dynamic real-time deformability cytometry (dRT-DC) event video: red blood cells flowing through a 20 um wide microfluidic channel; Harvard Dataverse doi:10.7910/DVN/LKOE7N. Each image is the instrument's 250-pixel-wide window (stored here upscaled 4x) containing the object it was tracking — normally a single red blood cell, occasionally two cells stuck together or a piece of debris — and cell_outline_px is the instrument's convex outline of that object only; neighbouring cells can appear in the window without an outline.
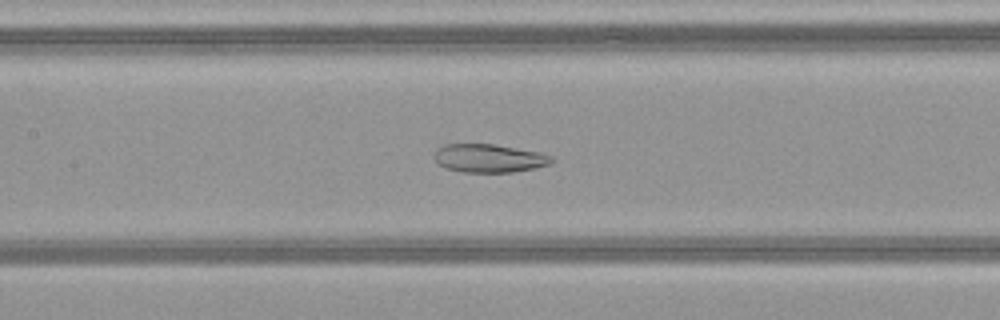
{"species": "common noctule bat (a hibernating species)", "species_latin": "Nyctalus noctula", "temperature_condition": "warm", "stored_images_in_passage": 50, "camera_frame_rate_fps": 3000, "um_per_image_px": 0.085, "animal": {"sex": "female", "body_mass_g": 21.9}, "frame": {"image": 1, "passage_image": 24, "time_ms": 7.667, "image_size_px": [1000, 320], "cell_outline_px": [[552, 160], [548, 164], [532, 168], [512, 172], [460, 172], [448, 168], [440, 164], [432, 156], [436, 148], [444, 144], [492, 144], [540, 152], [552, 156]], "centroid_in_image_um": [41.51, 13.44], "position_along_channel_um": 165.9, "area_um2": 19.19}}
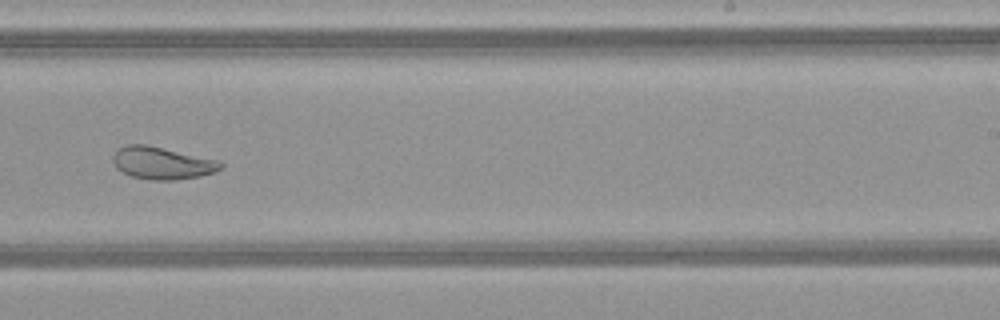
{"frame": {"image": 2, "passage_image": 32, "time_ms": 10.333, "image_size_px": [1000, 320], "cell_outline_px": [[224, 168], [216, 172], [200, 176], [172, 180], [152, 180], [132, 176], [116, 168], [112, 160], [112, 156], [124, 144], [144, 144], [220, 160], [224, 164]], "centroid_in_image_um": [13.82, 13.86], "position_along_channel_um": 275.2, "area_um2": 20.35}}
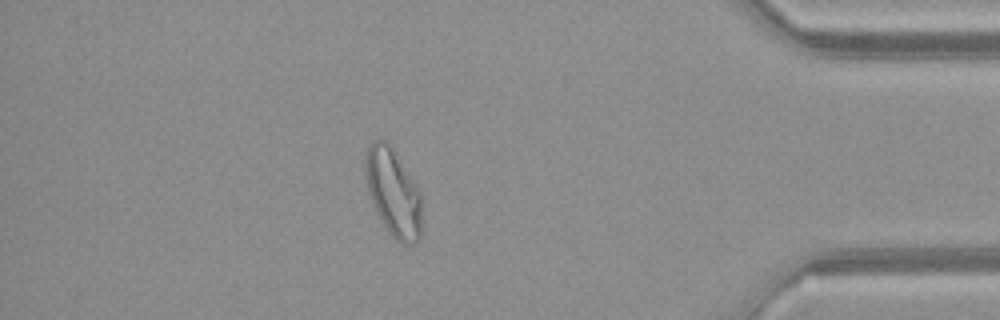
{"frame": {"image": 3, "passage_image": 44, "time_ms": 14.333, "image_size_px": [1000, 320], "cell_outline_px": [[420, 240], [416, 244], [404, 244], [396, 240], [388, 232], [376, 212], [372, 204], [368, 192], [364, 176], [364, 152], [376, 140], [384, 140], [392, 144], [420, 192]], "centroid_in_image_um": [33.39, 16.34], "position_along_channel_um": 401.8, "area_um2": 29.13}, "authors_computed_cell_mechanics": {"area_um2": 28.3798, "velocity_mm_per_s": 4.1142, "shape_relaxation_time_tau1_ms": null, "shape_relaxation_time_tau2_ms": 1.6265, "deformation_change_tau1": null, "deformation_change_tau2": 0.0728}}